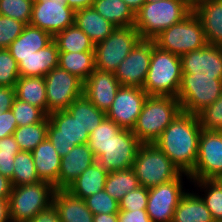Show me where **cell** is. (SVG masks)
Listing matches in <instances>:
<instances>
[{
  "instance_id": "6da1fadb",
  "label": "cell",
  "mask_w": 222,
  "mask_h": 222,
  "mask_svg": "<svg viewBox=\"0 0 222 222\" xmlns=\"http://www.w3.org/2000/svg\"><path fill=\"white\" fill-rule=\"evenodd\" d=\"M201 131L197 115L181 112L154 144L181 173L189 175L197 160Z\"/></svg>"
},
{
  "instance_id": "7a4b0ae2",
  "label": "cell",
  "mask_w": 222,
  "mask_h": 222,
  "mask_svg": "<svg viewBox=\"0 0 222 222\" xmlns=\"http://www.w3.org/2000/svg\"><path fill=\"white\" fill-rule=\"evenodd\" d=\"M181 112L177 98L148 95L132 132L142 144H154Z\"/></svg>"
},
{
  "instance_id": "3957f363",
  "label": "cell",
  "mask_w": 222,
  "mask_h": 222,
  "mask_svg": "<svg viewBox=\"0 0 222 222\" xmlns=\"http://www.w3.org/2000/svg\"><path fill=\"white\" fill-rule=\"evenodd\" d=\"M193 12L186 0H160L144 3L135 13V23L141 39H153L173 24L183 21Z\"/></svg>"
},
{
  "instance_id": "277c9868",
  "label": "cell",
  "mask_w": 222,
  "mask_h": 222,
  "mask_svg": "<svg viewBox=\"0 0 222 222\" xmlns=\"http://www.w3.org/2000/svg\"><path fill=\"white\" fill-rule=\"evenodd\" d=\"M181 77L180 56L154 46L149 70L142 88L147 95L177 98Z\"/></svg>"
},
{
  "instance_id": "5b68a950",
  "label": "cell",
  "mask_w": 222,
  "mask_h": 222,
  "mask_svg": "<svg viewBox=\"0 0 222 222\" xmlns=\"http://www.w3.org/2000/svg\"><path fill=\"white\" fill-rule=\"evenodd\" d=\"M56 189L48 182L12 186L9 195V214L11 222H28L39 212L53 204Z\"/></svg>"
},
{
  "instance_id": "8992f818",
  "label": "cell",
  "mask_w": 222,
  "mask_h": 222,
  "mask_svg": "<svg viewBox=\"0 0 222 222\" xmlns=\"http://www.w3.org/2000/svg\"><path fill=\"white\" fill-rule=\"evenodd\" d=\"M153 40L159 49L180 57L207 44L201 20L194 11L183 21L160 32Z\"/></svg>"
},
{
  "instance_id": "52a82bcc",
  "label": "cell",
  "mask_w": 222,
  "mask_h": 222,
  "mask_svg": "<svg viewBox=\"0 0 222 222\" xmlns=\"http://www.w3.org/2000/svg\"><path fill=\"white\" fill-rule=\"evenodd\" d=\"M132 168L141 186L145 188L176 179L180 170L155 144H142L137 152Z\"/></svg>"
},
{
  "instance_id": "ba28073f",
  "label": "cell",
  "mask_w": 222,
  "mask_h": 222,
  "mask_svg": "<svg viewBox=\"0 0 222 222\" xmlns=\"http://www.w3.org/2000/svg\"><path fill=\"white\" fill-rule=\"evenodd\" d=\"M221 95V79L217 77H193V74H182L177 94L182 112L197 115Z\"/></svg>"
},
{
  "instance_id": "9c48e42d",
  "label": "cell",
  "mask_w": 222,
  "mask_h": 222,
  "mask_svg": "<svg viewBox=\"0 0 222 222\" xmlns=\"http://www.w3.org/2000/svg\"><path fill=\"white\" fill-rule=\"evenodd\" d=\"M140 39L135 26L116 27L105 40L95 44V67L114 73Z\"/></svg>"
},
{
  "instance_id": "30bf717a",
  "label": "cell",
  "mask_w": 222,
  "mask_h": 222,
  "mask_svg": "<svg viewBox=\"0 0 222 222\" xmlns=\"http://www.w3.org/2000/svg\"><path fill=\"white\" fill-rule=\"evenodd\" d=\"M48 117L47 138L61 157L65 156L74 146L88 143V130L67 110L51 112Z\"/></svg>"
},
{
  "instance_id": "8fae6325",
  "label": "cell",
  "mask_w": 222,
  "mask_h": 222,
  "mask_svg": "<svg viewBox=\"0 0 222 222\" xmlns=\"http://www.w3.org/2000/svg\"><path fill=\"white\" fill-rule=\"evenodd\" d=\"M190 180L222 178V131L202 129L198 156Z\"/></svg>"
},
{
  "instance_id": "7c38bea8",
  "label": "cell",
  "mask_w": 222,
  "mask_h": 222,
  "mask_svg": "<svg viewBox=\"0 0 222 222\" xmlns=\"http://www.w3.org/2000/svg\"><path fill=\"white\" fill-rule=\"evenodd\" d=\"M47 97V116L54 111L66 110L83 94L84 83L59 66L44 76Z\"/></svg>"
},
{
  "instance_id": "4fadbf2b",
  "label": "cell",
  "mask_w": 222,
  "mask_h": 222,
  "mask_svg": "<svg viewBox=\"0 0 222 222\" xmlns=\"http://www.w3.org/2000/svg\"><path fill=\"white\" fill-rule=\"evenodd\" d=\"M183 175L190 180L188 174L181 173L170 182L148 189L146 211L152 222H172L175 209L186 194L183 189Z\"/></svg>"
},
{
  "instance_id": "5bb4252c",
  "label": "cell",
  "mask_w": 222,
  "mask_h": 222,
  "mask_svg": "<svg viewBox=\"0 0 222 222\" xmlns=\"http://www.w3.org/2000/svg\"><path fill=\"white\" fill-rule=\"evenodd\" d=\"M153 39H140L114 72L120 86L143 88L150 66Z\"/></svg>"
},
{
  "instance_id": "9a60e30c",
  "label": "cell",
  "mask_w": 222,
  "mask_h": 222,
  "mask_svg": "<svg viewBox=\"0 0 222 222\" xmlns=\"http://www.w3.org/2000/svg\"><path fill=\"white\" fill-rule=\"evenodd\" d=\"M142 143L132 130L121 129L96 160L106 171H118L132 167Z\"/></svg>"
},
{
  "instance_id": "2e32d148",
  "label": "cell",
  "mask_w": 222,
  "mask_h": 222,
  "mask_svg": "<svg viewBox=\"0 0 222 222\" xmlns=\"http://www.w3.org/2000/svg\"><path fill=\"white\" fill-rule=\"evenodd\" d=\"M147 97V93L142 88L121 86L111 107L106 111V118L122 129L132 130Z\"/></svg>"
},
{
  "instance_id": "e0dca14e",
  "label": "cell",
  "mask_w": 222,
  "mask_h": 222,
  "mask_svg": "<svg viewBox=\"0 0 222 222\" xmlns=\"http://www.w3.org/2000/svg\"><path fill=\"white\" fill-rule=\"evenodd\" d=\"M75 11L56 0H34L29 24L52 36L74 24Z\"/></svg>"
},
{
  "instance_id": "ac0fdd59",
  "label": "cell",
  "mask_w": 222,
  "mask_h": 222,
  "mask_svg": "<svg viewBox=\"0 0 222 222\" xmlns=\"http://www.w3.org/2000/svg\"><path fill=\"white\" fill-rule=\"evenodd\" d=\"M181 58L182 74L193 77H217L222 80V46L206 44L185 53Z\"/></svg>"
},
{
  "instance_id": "d6986e66",
  "label": "cell",
  "mask_w": 222,
  "mask_h": 222,
  "mask_svg": "<svg viewBox=\"0 0 222 222\" xmlns=\"http://www.w3.org/2000/svg\"><path fill=\"white\" fill-rule=\"evenodd\" d=\"M120 87L113 72L95 68L84 82L83 93L93 105L106 112L111 107Z\"/></svg>"
},
{
  "instance_id": "ffe728a7",
  "label": "cell",
  "mask_w": 222,
  "mask_h": 222,
  "mask_svg": "<svg viewBox=\"0 0 222 222\" xmlns=\"http://www.w3.org/2000/svg\"><path fill=\"white\" fill-rule=\"evenodd\" d=\"M96 161L88 144L74 146L65 156L61 157L58 190L66 189Z\"/></svg>"
},
{
  "instance_id": "44dd1931",
  "label": "cell",
  "mask_w": 222,
  "mask_h": 222,
  "mask_svg": "<svg viewBox=\"0 0 222 222\" xmlns=\"http://www.w3.org/2000/svg\"><path fill=\"white\" fill-rule=\"evenodd\" d=\"M201 20L207 44L222 46V0H204L193 7Z\"/></svg>"
},
{
  "instance_id": "7402d4cb",
  "label": "cell",
  "mask_w": 222,
  "mask_h": 222,
  "mask_svg": "<svg viewBox=\"0 0 222 222\" xmlns=\"http://www.w3.org/2000/svg\"><path fill=\"white\" fill-rule=\"evenodd\" d=\"M53 41V36L38 27L26 24L22 33L7 48L19 63L21 59L33 55Z\"/></svg>"
},
{
  "instance_id": "603a6c76",
  "label": "cell",
  "mask_w": 222,
  "mask_h": 222,
  "mask_svg": "<svg viewBox=\"0 0 222 222\" xmlns=\"http://www.w3.org/2000/svg\"><path fill=\"white\" fill-rule=\"evenodd\" d=\"M32 157L40 180L50 183L58 190L61 156L48 138L36 146Z\"/></svg>"
},
{
  "instance_id": "cb8c5ba5",
  "label": "cell",
  "mask_w": 222,
  "mask_h": 222,
  "mask_svg": "<svg viewBox=\"0 0 222 222\" xmlns=\"http://www.w3.org/2000/svg\"><path fill=\"white\" fill-rule=\"evenodd\" d=\"M59 50L54 41L18 63L20 76L44 77L58 67Z\"/></svg>"
},
{
  "instance_id": "d4e9b609",
  "label": "cell",
  "mask_w": 222,
  "mask_h": 222,
  "mask_svg": "<svg viewBox=\"0 0 222 222\" xmlns=\"http://www.w3.org/2000/svg\"><path fill=\"white\" fill-rule=\"evenodd\" d=\"M53 205L61 222H93L94 215L85 200L72 195L66 189L55 191Z\"/></svg>"
},
{
  "instance_id": "484cf974",
  "label": "cell",
  "mask_w": 222,
  "mask_h": 222,
  "mask_svg": "<svg viewBox=\"0 0 222 222\" xmlns=\"http://www.w3.org/2000/svg\"><path fill=\"white\" fill-rule=\"evenodd\" d=\"M74 24L80 28L94 44L105 40L116 28L102 17L93 7L75 11Z\"/></svg>"
},
{
  "instance_id": "4316f807",
  "label": "cell",
  "mask_w": 222,
  "mask_h": 222,
  "mask_svg": "<svg viewBox=\"0 0 222 222\" xmlns=\"http://www.w3.org/2000/svg\"><path fill=\"white\" fill-rule=\"evenodd\" d=\"M108 173L109 172L104 170L96 161L83 171L66 190L72 195L85 200L104 189Z\"/></svg>"
},
{
  "instance_id": "83f0119b",
  "label": "cell",
  "mask_w": 222,
  "mask_h": 222,
  "mask_svg": "<svg viewBox=\"0 0 222 222\" xmlns=\"http://www.w3.org/2000/svg\"><path fill=\"white\" fill-rule=\"evenodd\" d=\"M172 222H215L198 193L189 191L177 205Z\"/></svg>"
},
{
  "instance_id": "f1b7e54d",
  "label": "cell",
  "mask_w": 222,
  "mask_h": 222,
  "mask_svg": "<svg viewBox=\"0 0 222 222\" xmlns=\"http://www.w3.org/2000/svg\"><path fill=\"white\" fill-rule=\"evenodd\" d=\"M15 97L40 108L47 115L46 84L44 77L20 76L15 84Z\"/></svg>"
},
{
  "instance_id": "f546056e",
  "label": "cell",
  "mask_w": 222,
  "mask_h": 222,
  "mask_svg": "<svg viewBox=\"0 0 222 222\" xmlns=\"http://www.w3.org/2000/svg\"><path fill=\"white\" fill-rule=\"evenodd\" d=\"M58 66L84 83L96 68L95 53L94 51L59 52Z\"/></svg>"
},
{
  "instance_id": "4dcf8cb0",
  "label": "cell",
  "mask_w": 222,
  "mask_h": 222,
  "mask_svg": "<svg viewBox=\"0 0 222 222\" xmlns=\"http://www.w3.org/2000/svg\"><path fill=\"white\" fill-rule=\"evenodd\" d=\"M92 7L116 27L134 26L135 13L123 0H94Z\"/></svg>"
},
{
  "instance_id": "1f68e13d",
  "label": "cell",
  "mask_w": 222,
  "mask_h": 222,
  "mask_svg": "<svg viewBox=\"0 0 222 222\" xmlns=\"http://www.w3.org/2000/svg\"><path fill=\"white\" fill-rule=\"evenodd\" d=\"M66 110L88 130L89 134L106 118V112L93 105L84 93L77 97Z\"/></svg>"
},
{
  "instance_id": "d6a6232c",
  "label": "cell",
  "mask_w": 222,
  "mask_h": 222,
  "mask_svg": "<svg viewBox=\"0 0 222 222\" xmlns=\"http://www.w3.org/2000/svg\"><path fill=\"white\" fill-rule=\"evenodd\" d=\"M59 52L94 51L95 44L75 24L53 36Z\"/></svg>"
},
{
  "instance_id": "836d02e7",
  "label": "cell",
  "mask_w": 222,
  "mask_h": 222,
  "mask_svg": "<svg viewBox=\"0 0 222 222\" xmlns=\"http://www.w3.org/2000/svg\"><path fill=\"white\" fill-rule=\"evenodd\" d=\"M140 185L132 167L108 173L104 190L117 202Z\"/></svg>"
},
{
  "instance_id": "e575fe53",
  "label": "cell",
  "mask_w": 222,
  "mask_h": 222,
  "mask_svg": "<svg viewBox=\"0 0 222 222\" xmlns=\"http://www.w3.org/2000/svg\"><path fill=\"white\" fill-rule=\"evenodd\" d=\"M49 117L42 122L17 127L13 133L21 151L32 152L36 146L47 138Z\"/></svg>"
},
{
  "instance_id": "d590c367",
  "label": "cell",
  "mask_w": 222,
  "mask_h": 222,
  "mask_svg": "<svg viewBox=\"0 0 222 222\" xmlns=\"http://www.w3.org/2000/svg\"><path fill=\"white\" fill-rule=\"evenodd\" d=\"M14 173L10 179L12 186L34 184L40 180L33 161L32 152L20 151L14 158Z\"/></svg>"
},
{
  "instance_id": "8d00e7d4",
  "label": "cell",
  "mask_w": 222,
  "mask_h": 222,
  "mask_svg": "<svg viewBox=\"0 0 222 222\" xmlns=\"http://www.w3.org/2000/svg\"><path fill=\"white\" fill-rule=\"evenodd\" d=\"M194 187L204 191L203 196L199 195L209 209L214 221L222 220V184L217 180H190ZM203 189V190H202Z\"/></svg>"
},
{
  "instance_id": "74e56055",
  "label": "cell",
  "mask_w": 222,
  "mask_h": 222,
  "mask_svg": "<svg viewBox=\"0 0 222 222\" xmlns=\"http://www.w3.org/2000/svg\"><path fill=\"white\" fill-rule=\"evenodd\" d=\"M121 129L122 128L118 124L105 118L100 125L89 134L87 144L94 153L96 159L103 154V150L107 148L113 135H116Z\"/></svg>"
},
{
  "instance_id": "f35d334b",
  "label": "cell",
  "mask_w": 222,
  "mask_h": 222,
  "mask_svg": "<svg viewBox=\"0 0 222 222\" xmlns=\"http://www.w3.org/2000/svg\"><path fill=\"white\" fill-rule=\"evenodd\" d=\"M11 111L17 122V127L39 123L47 117L40 108L17 98L13 101Z\"/></svg>"
},
{
  "instance_id": "ab89813d",
  "label": "cell",
  "mask_w": 222,
  "mask_h": 222,
  "mask_svg": "<svg viewBox=\"0 0 222 222\" xmlns=\"http://www.w3.org/2000/svg\"><path fill=\"white\" fill-rule=\"evenodd\" d=\"M34 0H0V15L29 24Z\"/></svg>"
},
{
  "instance_id": "60d3db41",
  "label": "cell",
  "mask_w": 222,
  "mask_h": 222,
  "mask_svg": "<svg viewBox=\"0 0 222 222\" xmlns=\"http://www.w3.org/2000/svg\"><path fill=\"white\" fill-rule=\"evenodd\" d=\"M89 210L96 214L119 213V202L112 198L104 189L85 199Z\"/></svg>"
},
{
  "instance_id": "b9f144b4",
  "label": "cell",
  "mask_w": 222,
  "mask_h": 222,
  "mask_svg": "<svg viewBox=\"0 0 222 222\" xmlns=\"http://www.w3.org/2000/svg\"><path fill=\"white\" fill-rule=\"evenodd\" d=\"M19 77L15 58L8 49H0V86H15Z\"/></svg>"
},
{
  "instance_id": "7bdbcfd3",
  "label": "cell",
  "mask_w": 222,
  "mask_h": 222,
  "mask_svg": "<svg viewBox=\"0 0 222 222\" xmlns=\"http://www.w3.org/2000/svg\"><path fill=\"white\" fill-rule=\"evenodd\" d=\"M197 116L202 129L222 131V95Z\"/></svg>"
},
{
  "instance_id": "ee69618b",
  "label": "cell",
  "mask_w": 222,
  "mask_h": 222,
  "mask_svg": "<svg viewBox=\"0 0 222 222\" xmlns=\"http://www.w3.org/2000/svg\"><path fill=\"white\" fill-rule=\"evenodd\" d=\"M25 25L24 22L0 15V49H7L22 33Z\"/></svg>"
},
{
  "instance_id": "f6af8a7d",
  "label": "cell",
  "mask_w": 222,
  "mask_h": 222,
  "mask_svg": "<svg viewBox=\"0 0 222 222\" xmlns=\"http://www.w3.org/2000/svg\"><path fill=\"white\" fill-rule=\"evenodd\" d=\"M148 203V188L139 186L127 193L119 202L120 211L146 210Z\"/></svg>"
},
{
  "instance_id": "bcb514c9",
  "label": "cell",
  "mask_w": 222,
  "mask_h": 222,
  "mask_svg": "<svg viewBox=\"0 0 222 222\" xmlns=\"http://www.w3.org/2000/svg\"><path fill=\"white\" fill-rule=\"evenodd\" d=\"M16 128L17 122L11 109L5 112H0V139L13 135Z\"/></svg>"
},
{
  "instance_id": "7dc6e473",
  "label": "cell",
  "mask_w": 222,
  "mask_h": 222,
  "mask_svg": "<svg viewBox=\"0 0 222 222\" xmlns=\"http://www.w3.org/2000/svg\"><path fill=\"white\" fill-rule=\"evenodd\" d=\"M118 222H152L146 210L119 211Z\"/></svg>"
},
{
  "instance_id": "c3c4849f",
  "label": "cell",
  "mask_w": 222,
  "mask_h": 222,
  "mask_svg": "<svg viewBox=\"0 0 222 222\" xmlns=\"http://www.w3.org/2000/svg\"><path fill=\"white\" fill-rule=\"evenodd\" d=\"M15 98V86H0V112L10 110Z\"/></svg>"
},
{
  "instance_id": "681fc988",
  "label": "cell",
  "mask_w": 222,
  "mask_h": 222,
  "mask_svg": "<svg viewBox=\"0 0 222 222\" xmlns=\"http://www.w3.org/2000/svg\"><path fill=\"white\" fill-rule=\"evenodd\" d=\"M17 153L0 152V174L11 179L14 173V158Z\"/></svg>"
},
{
  "instance_id": "f907efd6",
  "label": "cell",
  "mask_w": 222,
  "mask_h": 222,
  "mask_svg": "<svg viewBox=\"0 0 222 222\" xmlns=\"http://www.w3.org/2000/svg\"><path fill=\"white\" fill-rule=\"evenodd\" d=\"M28 222H61L57 209L52 204L48 209L39 212Z\"/></svg>"
},
{
  "instance_id": "816d5d0a",
  "label": "cell",
  "mask_w": 222,
  "mask_h": 222,
  "mask_svg": "<svg viewBox=\"0 0 222 222\" xmlns=\"http://www.w3.org/2000/svg\"><path fill=\"white\" fill-rule=\"evenodd\" d=\"M20 151L19 145L13 135L0 139V152L18 153Z\"/></svg>"
},
{
  "instance_id": "f5cc1de1",
  "label": "cell",
  "mask_w": 222,
  "mask_h": 222,
  "mask_svg": "<svg viewBox=\"0 0 222 222\" xmlns=\"http://www.w3.org/2000/svg\"><path fill=\"white\" fill-rule=\"evenodd\" d=\"M12 184L8 177L0 174V199H9Z\"/></svg>"
},
{
  "instance_id": "db71d44e",
  "label": "cell",
  "mask_w": 222,
  "mask_h": 222,
  "mask_svg": "<svg viewBox=\"0 0 222 222\" xmlns=\"http://www.w3.org/2000/svg\"><path fill=\"white\" fill-rule=\"evenodd\" d=\"M94 0H66L67 5L74 11L90 8Z\"/></svg>"
},
{
  "instance_id": "11a10c76",
  "label": "cell",
  "mask_w": 222,
  "mask_h": 222,
  "mask_svg": "<svg viewBox=\"0 0 222 222\" xmlns=\"http://www.w3.org/2000/svg\"><path fill=\"white\" fill-rule=\"evenodd\" d=\"M0 222H11L8 199H0Z\"/></svg>"
},
{
  "instance_id": "9f6ffc18",
  "label": "cell",
  "mask_w": 222,
  "mask_h": 222,
  "mask_svg": "<svg viewBox=\"0 0 222 222\" xmlns=\"http://www.w3.org/2000/svg\"><path fill=\"white\" fill-rule=\"evenodd\" d=\"M93 222H118V213L113 214H96Z\"/></svg>"
},
{
  "instance_id": "6f0895ef",
  "label": "cell",
  "mask_w": 222,
  "mask_h": 222,
  "mask_svg": "<svg viewBox=\"0 0 222 222\" xmlns=\"http://www.w3.org/2000/svg\"><path fill=\"white\" fill-rule=\"evenodd\" d=\"M132 10L136 13L142 5L145 3V0H123Z\"/></svg>"
},
{
  "instance_id": "680465c9",
  "label": "cell",
  "mask_w": 222,
  "mask_h": 222,
  "mask_svg": "<svg viewBox=\"0 0 222 222\" xmlns=\"http://www.w3.org/2000/svg\"><path fill=\"white\" fill-rule=\"evenodd\" d=\"M192 7L204 0H186Z\"/></svg>"
},
{
  "instance_id": "91938a15",
  "label": "cell",
  "mask_w": 222,
  "mask_h": 222,
  "mask_svg": "<svg viewBox=\"0 0 222 222\" xmlns=\"http://www.w3.org/2000/svg\"><path fill=\"white\" fill-rule=\"evenodd\" d=\"M157 1H160V0H145V3L157 2Z\"/></svg>"
},
{
  "instance_id": "94428289",
  "label": "cell",
  "mask_w": 222,
  "mask_h": 222,
  "mask_svg": "<svg viewBox=\"0 0 222 222\" xmlns=\"http://www.w3.org/2000/svg\"><path fill=\"white\" fill-rule=\"evenodd\" d=\"M54 1V0H53ZM56 1H59L61 4H67L66 3V0H56Z\"/></svg>"
},
{
  "instance_id": "6125c7cd",
  "label": "cell",
  "mask_w": 222,
  "mask_h": 222,
  "mask_svg": "<svg viewBox=\"0 0 222 222\" xmlns=\"http://www.w3.org/2000/svg\"><path fill=\"white\" fill-rule=\"evenodd\" d=\"M222 184V178L217 179Z\"/></svg>"
}]
</instances>
